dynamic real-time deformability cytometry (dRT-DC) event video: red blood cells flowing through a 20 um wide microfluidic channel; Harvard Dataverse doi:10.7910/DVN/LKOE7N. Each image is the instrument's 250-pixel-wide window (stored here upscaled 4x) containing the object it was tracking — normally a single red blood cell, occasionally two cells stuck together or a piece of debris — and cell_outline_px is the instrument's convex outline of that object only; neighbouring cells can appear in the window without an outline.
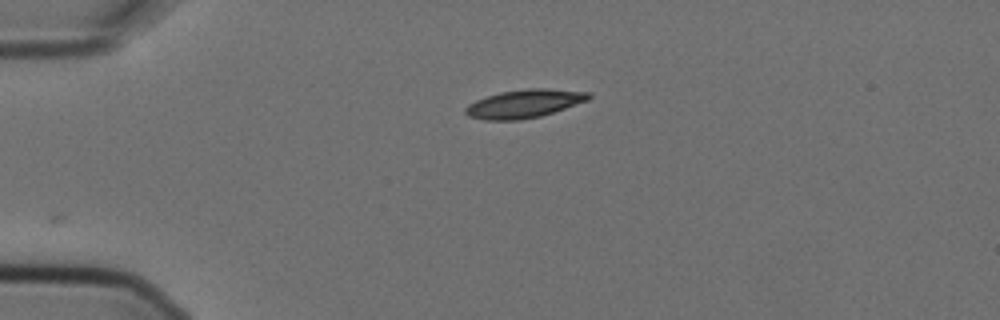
{"species": "Egyptian fruit bat (a non-hibernating species)", "species_latin": "Rousettus aegyptiacus", "temperature_condition": "cold", "stored_images_in_passage": 2, "camera_frame_rate_fps": 3000, "um_per_image_px": 0.085, "animal": {"sex": "female"}, "frame": {"image": 1, "passage_image": 2, "time_ms": 0.333, "image_size_px": [1000, 320], "cell_outline_px": [[592, 96], [588, 100], [540, 116], [520, 120], [484, 120], [468, 116], [464, 112], [464, 108], [468, 104], [476, 100], [500, 92], [528, 88], [548, 88], [592, 92]], "centroid_in_image_um": [44.56, 8.8], "position_along_channel_um": 40.4, "area_um2": 20.35}}